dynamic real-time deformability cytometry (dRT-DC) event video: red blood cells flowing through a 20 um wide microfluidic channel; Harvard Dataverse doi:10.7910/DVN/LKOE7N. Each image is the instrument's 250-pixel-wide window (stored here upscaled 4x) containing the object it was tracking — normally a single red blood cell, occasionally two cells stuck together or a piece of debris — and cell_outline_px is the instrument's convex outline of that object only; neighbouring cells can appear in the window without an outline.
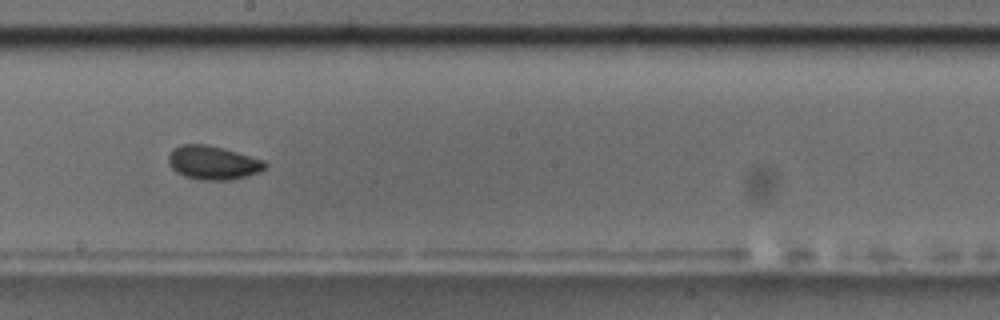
{"species": "common noctule bat (a hibernating species)", "species_latin": "Nyctalus noctula", "temperature_condition": "room temperature", "stored_images_in_passage": 46, "camera_frame_rate_fps": 3000, "um_per_image_px": 0.085, "animal": {"sex": "male", "body_mass_g": 17.5, "forearm_length_mm": 52.3}, "frame": {"image": 1, "passage_image": 27, "time_ms": 8.667, "image_size_px": [1000, 320], "cell_outline_px": [[268, 164], [260, 172], [232, 180], [200, 180], [184, 176], [176, 172], [168, 164], [168, 156], [172, 148], [180, 144], [208, 144], [224, 148], [264, 160]], "centroid_in_image_um": [18.08, 13.82], "position_along_channel_um": 230.1, "area_um2": 19.25}, "authors_computed_cell_mechanics": {"area_um2": 18.4093, "velocity_mm_per_s": 3.599, "shape_relaxation_time_tau1_ms": null, "shape_relaxation_time_tau2_ms": 4.1712, "deformation_change_tau1": null, "deformation_change_tau2": 0.0453}}